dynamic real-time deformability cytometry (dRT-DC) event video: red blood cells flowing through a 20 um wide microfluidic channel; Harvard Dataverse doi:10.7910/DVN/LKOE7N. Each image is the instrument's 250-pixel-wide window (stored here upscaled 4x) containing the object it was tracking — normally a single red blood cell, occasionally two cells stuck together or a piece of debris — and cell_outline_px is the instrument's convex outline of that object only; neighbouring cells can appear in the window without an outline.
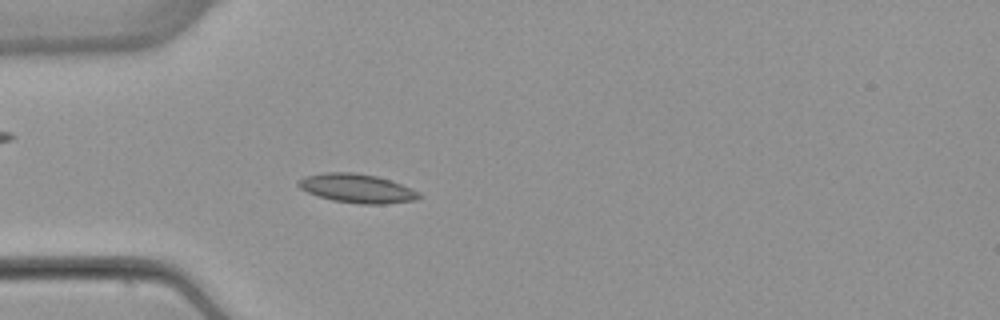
{"species": "common noctule bat (a hibernating species)", "species_latin": "Nyctalus noctula", "temperature_condition": "warm", "stored_images_in_passage": 53, "camera_frame_rate_fps": 3000, "um_per_image_px": 0.085, "animal": {"sex": "female", "body_mass_g": 22.7, "forearm_length_mm": 54.2}, "frame": {"image": 1, "passage_image": 16, "time_ms": 5.0, "image_size_px": [1000, 320], "cell_outline_px": [[420, 196], [416, 200], [384, 204], [360, 204], [332, 200], [308, 192], [300, 188], [296, 184], [296, 180], [304, 176], [324, 172], [352, 172], [376, 176], [412, 188], [420, 192]], "centroid_in_image_um": [30.31, 16.01], "position_along_channel_um": 54.7, "area_um2": 20.29}}
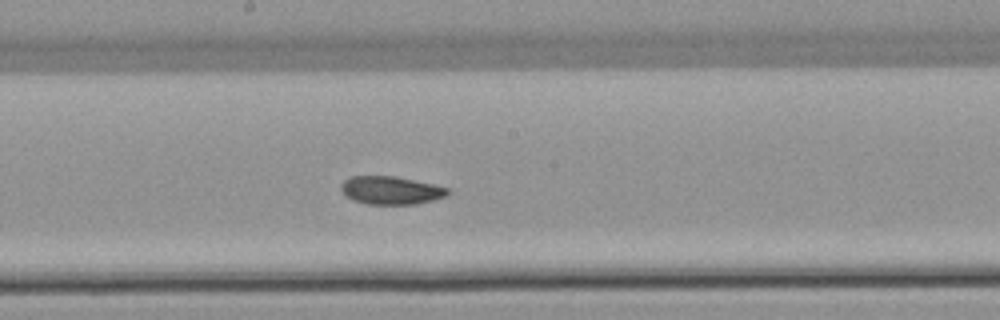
{"frame": {"image": 2, "passage_image": 29, "time_ms": 9.333, "image_size_px": [1000, 320], "cell_outline_px": [[452, 192], [448, 196], [416, 204], [368, 204], [352, 200], [344, 196], [340, 188], [340, 184], [344, 180], [352, 176], [396, 176], [432, 184], [448, 188]], "centroid_in_image_um": [33.21, 16.18], "position_along_channel_um": 215.0, "area_um2": 17.63}}
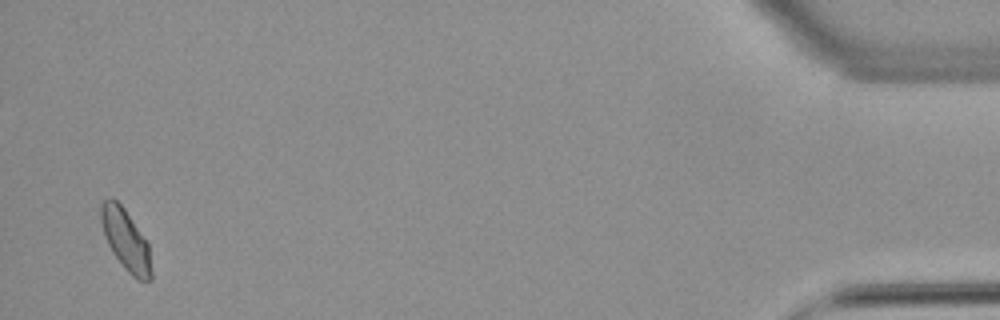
{"frame": {"image": 3, "passage_image": 52, "time_ms": 17.0, "image_size_px": [1000, 320], "cell_outline_px": [[152, 280], [136, 280], [124, 268], [112, 252], [104, 236], [100, 220], [100, 204], [108, 196], [112, 196], [124, 208], [148, 244], [152, 272]], "centroid_in_image_um": [10.66, 20.38], "position_along_channel_um": 424.5, "area_um2": 17.98}, "authors_computed_cell_mechanics": {"area_um2": 18.0914, "velocity_mm_per_s": 3.8608, "shape_relaxation_time_tau1_ms": null, "shape_relaxation_time_tau2_ms": 4.2338, "deformation_change_tau1": null, "deformation_change_tau2": 0.0673}}